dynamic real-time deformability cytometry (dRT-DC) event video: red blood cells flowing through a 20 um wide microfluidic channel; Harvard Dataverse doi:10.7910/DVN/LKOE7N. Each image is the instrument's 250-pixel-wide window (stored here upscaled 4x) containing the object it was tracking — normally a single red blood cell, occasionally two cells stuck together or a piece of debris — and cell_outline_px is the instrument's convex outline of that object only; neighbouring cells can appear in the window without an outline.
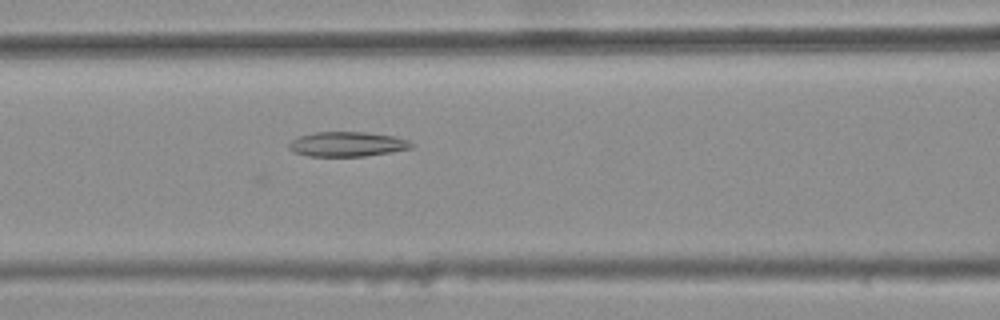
{"species": "common noctule bat (a hibernating species)", "species_latin": "Nyctalus noctula", "temperature_condition": "warm", "stored_images_in_passage": 5, "camera_frame_rate_fps": 3000, "um_per_image_px": 0.085, "animal": {"sex": "female", "body_mass_g": 25.1}, "frame": {"image": 1, "passage_image": 5, "time_ms": 1.333, "image_size_px": [1000, 320], "cell_outline_px": [[416, 144], [412, 148], [392, 152], [364, 156], [308, 156], [296, 152], [288, 148], [288, 144], [296, 136], [316, 132], [368, 132], [392, 136], [408, 140]], "centroid_in_image_um": [29.53, 12.25], "position_along_channel_um": 137.1, "area_um2": 17.74}}